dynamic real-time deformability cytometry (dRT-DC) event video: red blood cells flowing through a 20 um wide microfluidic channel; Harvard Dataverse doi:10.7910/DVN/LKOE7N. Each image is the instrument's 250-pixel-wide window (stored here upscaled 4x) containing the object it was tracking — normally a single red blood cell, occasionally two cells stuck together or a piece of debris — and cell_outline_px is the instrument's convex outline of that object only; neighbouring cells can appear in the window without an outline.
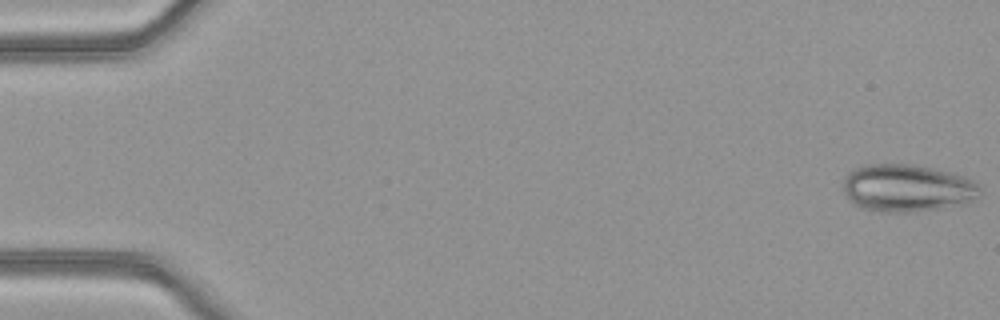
{"species": "common noctule bat (a hibernating species)", "species_latin": "Nyctalus noctula", "temperature_condition": "warm", "stored_images_in_passage": 51, "camera_frame_rate_fps": 3000, "um_per_image_px": 0.085, "animal": {"sex": "female", "body_mass_g": 21.9}, "frame": {"image": 1, "passage_image": 1, "time_ms": 0.0, "image_size_px": [1000, 320], "cell_outline_px": [[980, 188], [976, 196], [960, 204], [940, 208], [912, 212], [880, 212], [860, 208], [852, 204], [844, 192], [844, 176], [848, 172], [856, 168], [868, 164], [916, 164], [964, 176], [972, 180]], "centroid_in_image_um": [77.02, 15.98], "position_along_channel_um": 8.0, "area_um2": 37.63}}
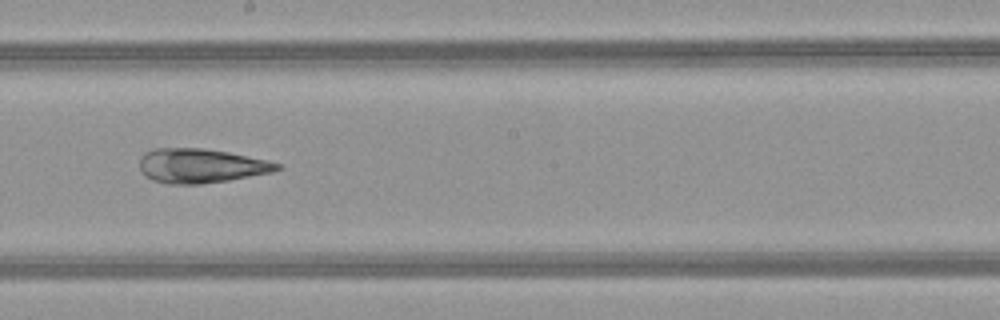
{"frame": {"image": 2, "passage_image": 29, "time_ms": 9.333, "image_size_px": [1000, 320], "cell_outline_px": [[284, 168], [272, 172], [228, 180], [200, 184], [168, 184], [152, 180], [144, 176], [140, 172], [140, 156], [144, 152], [152, 148], [204, 148], [228, 152], [268, 160], [284, 164]], "centroid_in_image_um": [17.07, 14.09], "position_along_channel_um": 231.1, "area_um2": 27.86}}
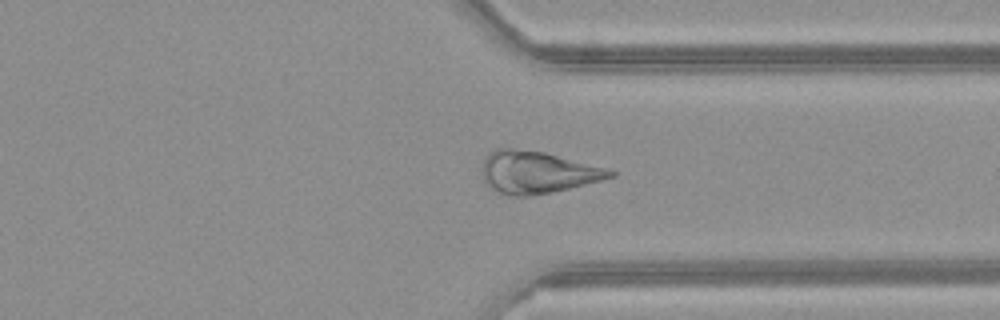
{"frame": {"image": 3, "passage_image": 39, "time_ms": 12.667, "image_size_px": [1000, 320], "cell_outline_px": [[616, 176], [604, 180], [552, 192], [528, 196], [512, 196], [488, 188], [484, 180], [484, 160], [488, 152], [496, 148], [512, 148], [544, 152], [604, 168], [616, 172]], "centroid_in_image_um": [45.65, 14.65], "position_along_channel_um": 365.7, "area_um2": 31.15}}